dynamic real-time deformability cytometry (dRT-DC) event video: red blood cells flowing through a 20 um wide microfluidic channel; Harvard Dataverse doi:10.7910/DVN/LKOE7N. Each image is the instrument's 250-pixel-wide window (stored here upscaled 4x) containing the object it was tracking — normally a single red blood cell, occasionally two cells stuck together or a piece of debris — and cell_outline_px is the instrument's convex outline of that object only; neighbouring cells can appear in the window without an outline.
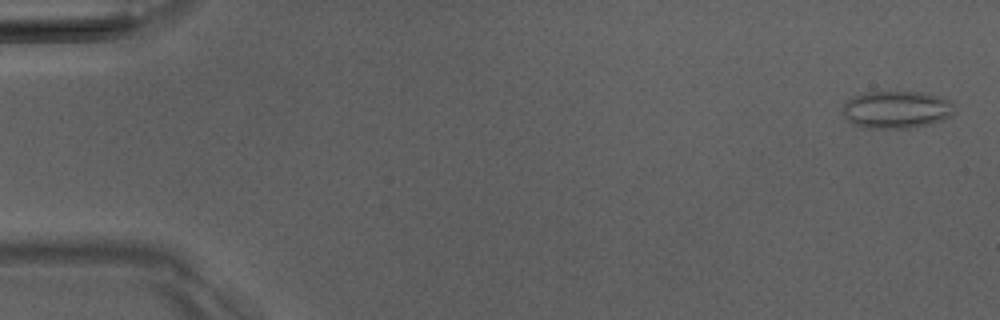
{"species": "Egyptian fruit bat (a non-hibernating species)", "species_latin": "Rousettus aegyptiacus", "temperature_condition": "room temperature", "stored_images_in_passage": 5, "camera_frame_rate_fps": 3000, "um_per_image_px": 0.085, "animal": {"sex": "male"}, "frame": {"image": 1, "passage_image": 5, "time_ms": 5.667, "image_size_px": [1000, 320], "cell_outline_px": [[956, 112], [944, 120], [932, 124], [916, 128], [864, 128], [852, 124], [844, 116], [844, 104], [852, 96], [864, 92], [924, 92], [940, 96], [952, 100], [956, 104]], "centroid_in_image_um": [76.29, 9.32], "position_along_channel_um": 8.7, "area_um2": 25.03}}